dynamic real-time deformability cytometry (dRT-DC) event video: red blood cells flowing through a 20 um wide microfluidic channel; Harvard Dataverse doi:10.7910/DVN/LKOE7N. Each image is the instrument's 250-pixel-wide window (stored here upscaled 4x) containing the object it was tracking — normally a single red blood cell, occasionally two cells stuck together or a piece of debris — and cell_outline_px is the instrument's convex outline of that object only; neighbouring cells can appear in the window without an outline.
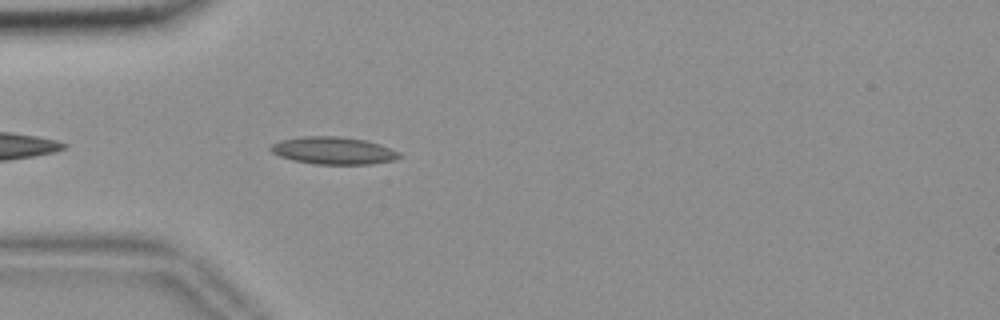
{"species": "common noctule bat (a hibernating species)", "species_latin": "Nyctalus noctula", "temperature_condition": "room temperature", "stored_images_in_passage": 38, "camera_frame_rate_fps": 3000, "um_per_image_px": 0.085, "animal": {"sex": "female", "body_mass_g": 18.4}, "frame": {"image": 1, "passage_image": 4, "time_ms": 1.0, "image_size_px": [1000, 320], "cell_outline_px": [[404, 156], [396, 160], [372, 164], [316, 164], [292, 160], [280, 156], [272, 152], [268, 148], [272, 144], [280, 140], [300, 136], [340, 136], [364, 140], [380, 144], [400, 152]], "centroid_in_image_um": [28.36, 12.8], "position_along_channel_um": 56.6, "area_um2": 20.75}}
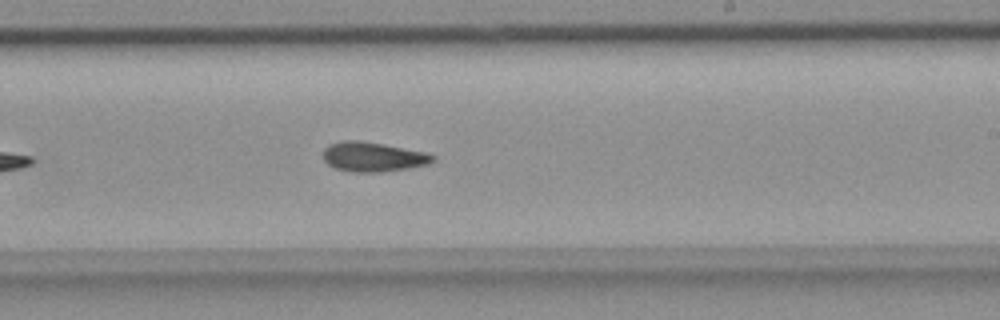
{"frame": {"image": 2, "passage_image": 21, "time_ms": 6.667, "image_size_px": [1000, 320], "cell_outline_px": [[436, 160], [428, 164], [408, 168], [380, 172], [352, 172], [336, 168], [328, 164], [324, 160], [324, 148], [328, 144], [344, 140], [360, 140], [384, 144], [428, 152], [436, 156]], "centroid_in_image_um": [31.74, 13.32], "position_along_channel_um": 257.3, "area_um2": 19.07}}
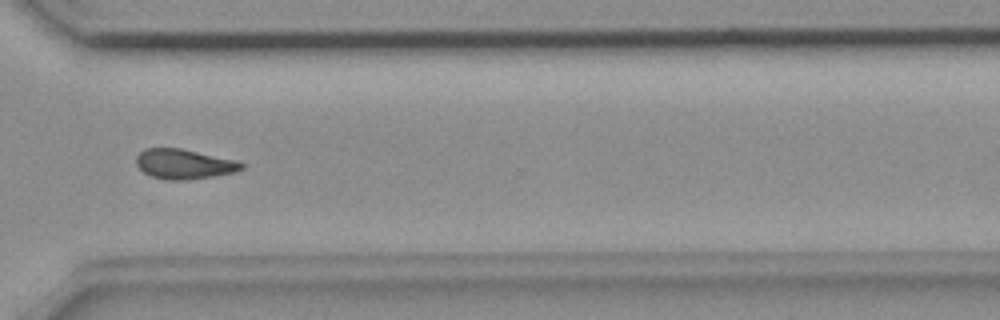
{"frame": {"image": 3, "passage_image": 29, "time_ms": 9.333, "image_size_px": [1000, 320], "cell_outline_px": [[244, 168], [232, 172], [212, 176], [188, 180], [168, 180], [152, 176], [144, 172], [136, 164], [136, 156], [144, 148], [180, 148], [236, 160], [244, 164]], "centroid_in_image_um": [15.62, 13.94], "position_along_channel_um": 355.0, "area_um2": 18.15}, "authors_computed_cell_mechanics": {"area_um2": 18.5827, "velocity_mm_per_s": 3.6433, "shape_relaxation_time_tau1_ms": null, "shape_relaxation_time_tau2_ms": 6.5315, "deformation_change_tau1": null, "deformation_change_tau2": 0.1326}}